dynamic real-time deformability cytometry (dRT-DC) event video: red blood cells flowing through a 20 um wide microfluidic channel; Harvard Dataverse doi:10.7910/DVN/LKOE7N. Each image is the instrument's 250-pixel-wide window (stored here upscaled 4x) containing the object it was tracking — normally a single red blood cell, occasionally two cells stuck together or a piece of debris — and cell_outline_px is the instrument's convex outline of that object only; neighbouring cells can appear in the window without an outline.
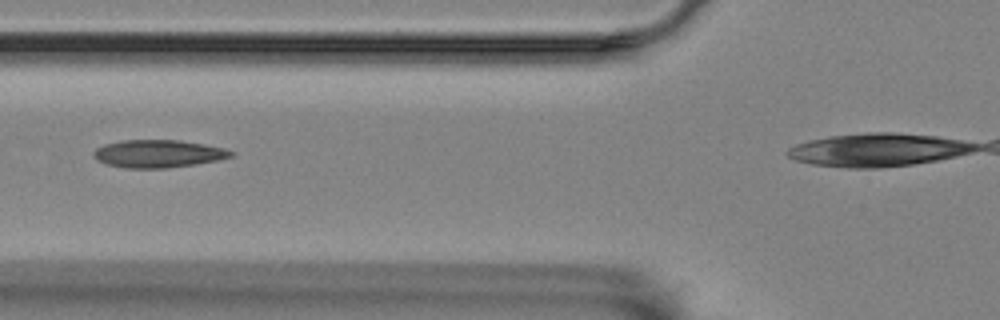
{"species": "Egyptian fruit bat (a non-hibernating species)", "species_latin": "Rousettus aegyptiacus", "temperature_condition": "room temperature", "stored_images_in_passage": 5, "camera_frame_rate_fps": 3000, "um_per_image_px": 0.085, "animal": {"sex": "female"}, "frame": {"image": 1, "passage_image": 3, "time_ms": 0.667, "image_size_px": [1000, 320], "cell_outline_px": [[236, 152], [232, 156], [216, 160], [196, 164], [168, 168], [124, 168], [108, 164], [96, 160], [92, 156], [92, 152], [96, 148], [104, 144], [124, 140], [180, 140], [204, 144], [224, 148]], "centroid_in_image_um": [13.42, 13.06], "position_along_channel_um": 112.4, "area_um2": 22.25}}
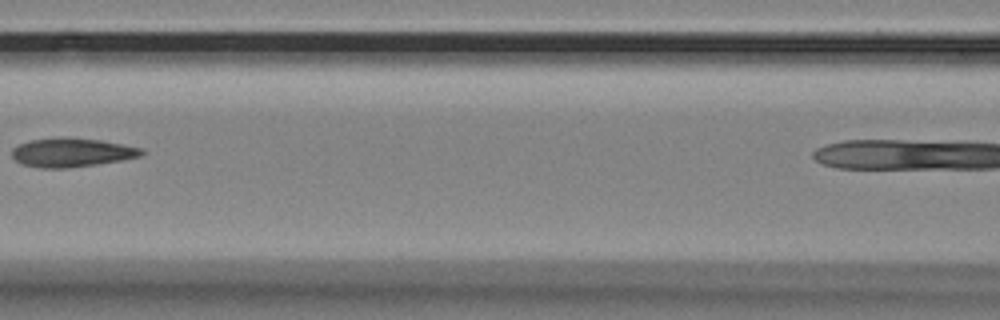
{"frame": {"image": 2, "passage_image": 4, "time_ms": 1.0, "image_size_px": [1000, 320], "cell_outline_px": [[144, 152], [140, 156], [120, 160], [96, 164], [64, 168], [40, 168], [24, 164], [16, 160], [12, 156], [12, 148], [28, 140], [60, 136], [68, 136], [100, 140], [144, 148]], "centroid_in_image_um": [6.08, 12.93], "position_along_channel_um": 160.5, "area_um2": 21.91}}